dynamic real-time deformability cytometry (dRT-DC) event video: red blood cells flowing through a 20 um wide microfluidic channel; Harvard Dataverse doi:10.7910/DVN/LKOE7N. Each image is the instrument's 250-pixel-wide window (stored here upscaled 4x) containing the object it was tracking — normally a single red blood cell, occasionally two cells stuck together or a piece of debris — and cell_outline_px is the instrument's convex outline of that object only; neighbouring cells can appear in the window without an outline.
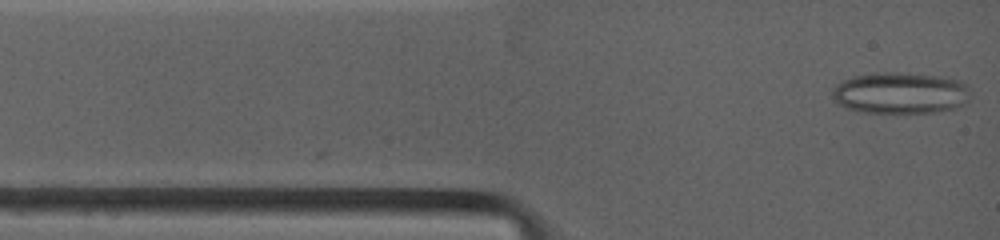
{"species": "common noctule bat (a hibernating species)", "species_latin": "Nyctalus noctula", "temperature_condition": "warm", "stored_images_in_passage": 2, "camera_frame_rate_fps": 4500, "um_per_image_px": 0.085, "animal": {"sex": "female", "body_mass_g": 19.0, "forearm_length_mm": 53.3}, "frame": {"image": 1, "passage_image": 1, "time_ms": 0.0, "image_size_px": [1000, 240], "cell_outline_px": [[968, 88], [964, 104], [956, 108], [936, 112], [864, 112], [848, 108], [840, 104], [832, 96], [832, 88], [836, 84], [844, 80], [856, 76], [896, 72], [932, 76], [960, 80], [968, 84]], "centroid_in_image_um": [76.52, 7.91], "position_along_channel_um": 8.5, "area_um2": 32.54}}